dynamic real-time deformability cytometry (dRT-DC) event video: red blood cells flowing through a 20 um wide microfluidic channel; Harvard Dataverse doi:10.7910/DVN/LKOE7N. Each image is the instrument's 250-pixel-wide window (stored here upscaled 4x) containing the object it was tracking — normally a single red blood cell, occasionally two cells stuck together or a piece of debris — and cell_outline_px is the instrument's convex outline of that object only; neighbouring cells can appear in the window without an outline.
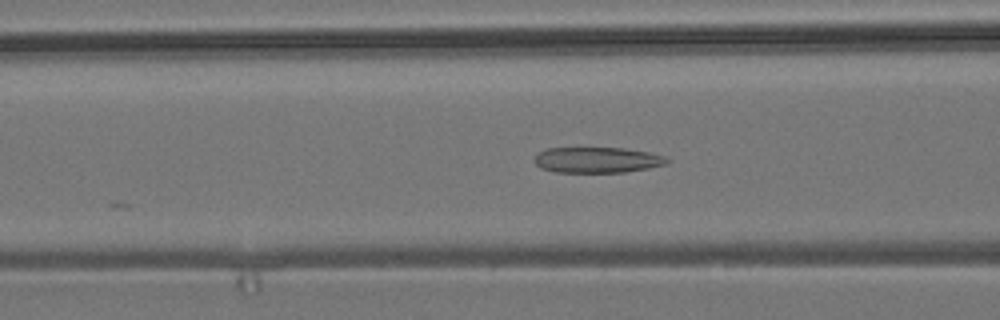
{"species": "common noctule bat (a hibernating species)", "species_latin": "Nyctalus noctula", "temperature_condition": "room temperature", "stored_images_in_passage": 35, "camera_frame_rate_fps": 3000, "um_per_image_px": 0.085, "animal": {"sex": "male", "body_mass_g": 19.2, "forearm_length_mm": 51.8}, "frame": {"image": 1, "passage_image": 21, "time_ms": 6.667, "image_size_px": [1000, 320], "cell_outline_px": [[672, 160], [668, 164], [648, 168], [624, 172], [556, 172], [540, 168], [532, 160], [540, 152], [548, 148], [624, 148], [648, 152], [664, 156]], "centroid_in_image_um": [50.78, 13.6], "position_along_channel_um": 115.8, "area_um2": 19.88}}
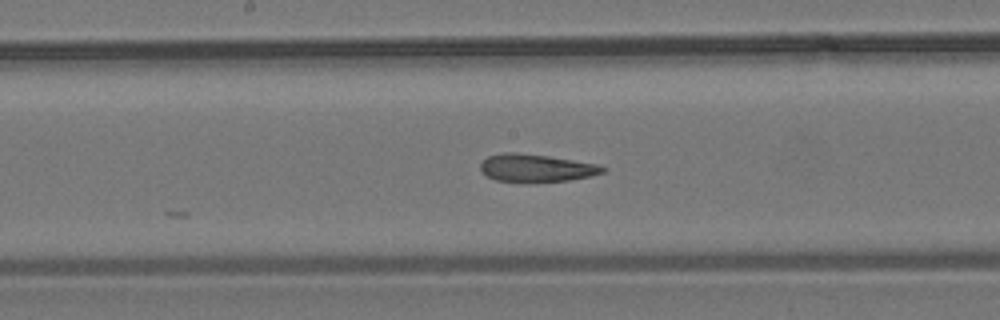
{"frame": {"image": 2, "passage_image": 28, "time_ms": 9.0, "image_size_px": [1000, 320], "cell_outline_px": [[608, 168], [604, 172], [592, 176], [568, 180], [528, 184], [524, 184], [496, 180], [488, 176], [480, 168], [480, 164], [488, 156], [504, 152], [516, 152], [548, 156], [596, 164]], "centroid_in_image_um": [45.57, 14.31], "position_along_channel_um": 202.6, "area_um2": 20.11}}
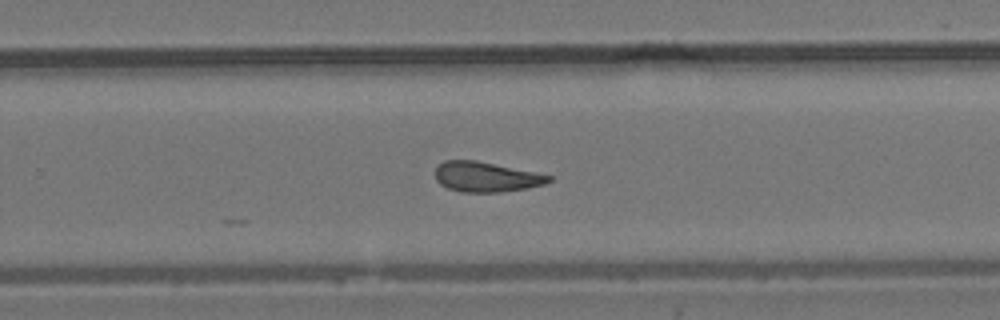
{"frame": {"image": 3, "passage_image": 35, "time_ms": 11.333, "image_size_px": [1000, 320], "cell_outline_px": [[552, 180], [544, 184], [528, 188], [500, 192], [460, 192], [448, 188], [440, 184], [436, 180], [436, 168], [444, 160], [476, 160], [552, 176]], "centroid_in_image_um": [41.3, 15.04], "position_along_channel_um": 288.5, "area_um2": 19.71}}